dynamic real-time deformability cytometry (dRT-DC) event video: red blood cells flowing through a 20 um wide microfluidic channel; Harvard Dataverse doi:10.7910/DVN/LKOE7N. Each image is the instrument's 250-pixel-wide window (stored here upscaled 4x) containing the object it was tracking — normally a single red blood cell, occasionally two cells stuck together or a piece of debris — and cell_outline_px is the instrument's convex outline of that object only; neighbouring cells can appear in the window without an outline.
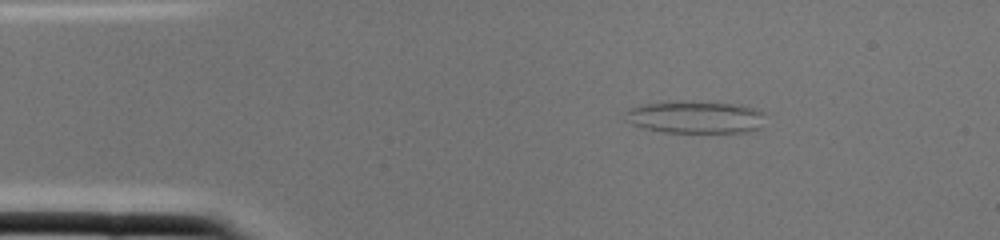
{"species": "common noctule bat (a hibernating species)", "species_latin": "Nyctalus noctula", "temperature_condition": "cold", "stored_images_in_passage": 2, "camera_frame_rate_fps": 3000, "um_per_image_px": 0.085, "animal": {"sex": "female", "body_mass_g": 22.0, "forearm_length_mm": 56.7}, "frame": {"image": 1, "passage_image": 2, "time_ms": 0.333, "image_size_px": [1000, 240], "cell_outline_px": [[764, 112], [760, 128], [744, 132], [664, 132], [644, 128], [632, 124], [624, 120], [624, 112], [628, 108], [644, 104], [732, 104], [756, 108]], "centroid_in_image_um": [59.08, 10.01], "position_along_channel_um": 25.9, "area_um2": 25.26}}